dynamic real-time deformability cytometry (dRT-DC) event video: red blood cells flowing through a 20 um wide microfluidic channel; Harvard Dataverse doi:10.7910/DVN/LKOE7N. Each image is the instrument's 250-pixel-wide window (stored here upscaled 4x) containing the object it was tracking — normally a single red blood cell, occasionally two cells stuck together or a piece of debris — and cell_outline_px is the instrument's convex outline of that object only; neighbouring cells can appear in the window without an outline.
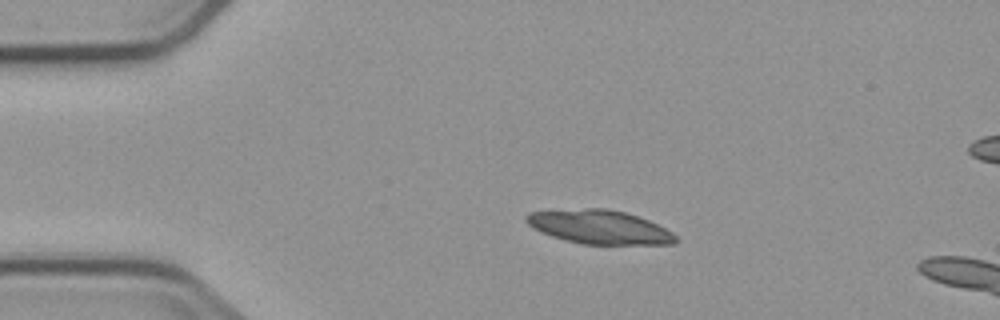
{"species": "common noctule bat (a hibernating species)", "species_latin": "Nyctalus noctula", "temperature_condition": "cold", "stored_images_in_passage": 5, "camera_frame_rate_fps": 3000, "um_per_image_px": 0.085, "animal": {"sex": "male", "body_mass_g": 23.1, "forearm_length_mm": 52.7}, "frame": {"image": 1, "passage_image": 3, "time_ms": 2.333, "image_size_px": [1000, 320], "cell_outline_px": [[680, 240], [672, 244], [584, 244], [564, 240], [540, 232], [532, 228], [524, 220], [524, 216], [528, 212], [584, 208], [604, 208], [624, 212], [648, 220], [672, 232]], "centroid_in_image_um": [50.91, 19.3], "position_along_channel_um": 34.1, "area_um2": 29.42}}